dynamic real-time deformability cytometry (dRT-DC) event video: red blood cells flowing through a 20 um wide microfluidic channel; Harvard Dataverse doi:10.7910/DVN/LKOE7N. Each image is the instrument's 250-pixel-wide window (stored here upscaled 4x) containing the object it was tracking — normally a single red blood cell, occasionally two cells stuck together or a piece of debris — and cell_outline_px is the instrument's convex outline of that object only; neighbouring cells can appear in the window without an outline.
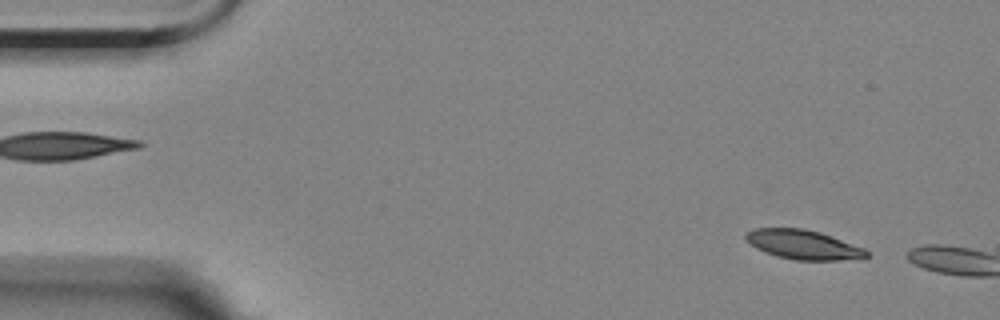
{"species": "Egyptian fruit bat (a non-hibernating species)", "species_latin": "Rousettus aegyptiacus", "temperature_condition": "room temperature", "stored_images_in_passage": 6, "camera_frame_rate_fps": 3000, "um_per_image_px": 0.085, "animal": {"sex": "female"}, "frame": {"image": 1, "passage_image": 4, "time_ms": 1.0, "image_size_px": [1000, 320], "cell_outline_px": [[868, 256], [864, 260], [796, 260], [764, 252], [756, 248], [744, 236], [752, 228], [804, 228], [820, 232], [832, 236], [864, 248], [868, 252]], "centroid_in_image_um": [68.35, 20.8], "position_along_channel_um": 16.7, "area_um2": 20.69}}